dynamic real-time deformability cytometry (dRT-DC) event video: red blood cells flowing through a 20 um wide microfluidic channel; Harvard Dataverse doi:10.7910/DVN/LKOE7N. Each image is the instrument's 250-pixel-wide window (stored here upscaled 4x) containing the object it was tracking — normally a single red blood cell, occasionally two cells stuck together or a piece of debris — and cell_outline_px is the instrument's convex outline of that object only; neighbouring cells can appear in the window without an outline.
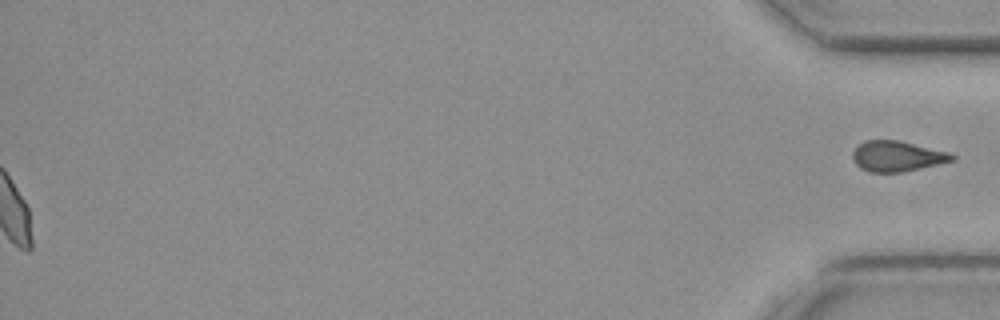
{"species": "common noctule bat (a hibernating species)", "species_latin": "Nyctalus noctula", "temperature_condition": "cold", "stored_images_in_passage": 45, "segment_of_instrument_passage": [2, 2], "camera_frame_rate_fps": 3000, "um_per_image_px": 0.085, "animal": {"sex": "female", "body_mass_g": 19.3, "forearm_length_mm": 54.1}, "frame": {"image": 1, "passage_image": 45, "time_ms": 14.667, "image_size_px": [1000, 320], "cell_outline_px": [[956, 160], [904, 172], [868, 172], [860, 168], [852, 160], [852, 152], [864, 140], [900, 140], [948, 152], [956, 156]], "centroid_in_image_um": [76.25, 13.28], "position_along_channel_um": 358.9, "area_um2": 17.8}}